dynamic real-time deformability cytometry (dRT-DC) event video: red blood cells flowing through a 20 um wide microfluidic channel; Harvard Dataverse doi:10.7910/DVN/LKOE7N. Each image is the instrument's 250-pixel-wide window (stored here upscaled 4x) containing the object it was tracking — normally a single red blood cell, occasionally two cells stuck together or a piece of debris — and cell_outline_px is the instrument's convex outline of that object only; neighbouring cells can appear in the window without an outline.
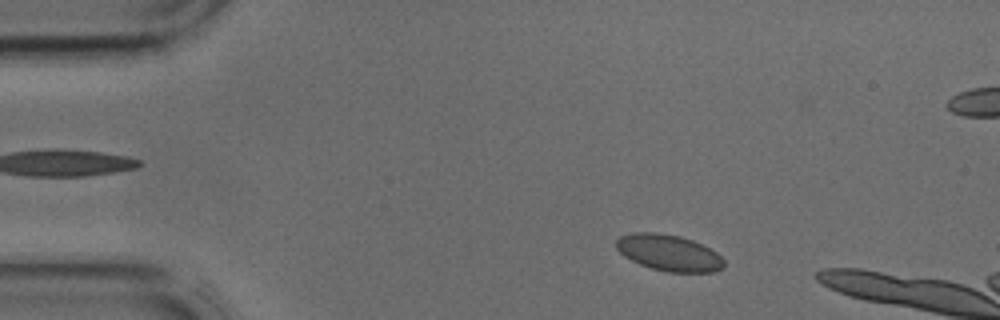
{"species": "common noctule bat (a hibernating species)", "species_latin": "Nyctalus noctula", "temperature_condition": "cold", "stored_images_in_passage": 6, "camera_frame_rate_fps": 3000, "um_per_image_px": 0.085, "animal": {"sex": "male", "body_mass_g": 17.9, "forearm_length_mm": 54.2}, "frame": {"image": 1, "passage_image": 2, "time_ms": 0.333, "image_size_px": [1000, 320], "cell_outline_px": [[724, 264], [720, 268], [712, 272], [668, 272], [652, 268], [640, 264], [624, 256], [616, 248], [616, 240], [620, 236], [632, 232], [656, 232], [680, 236], [692, 240], [716, 252], [724, 260]], "centroid_in_image_um": [56.82, 21.47], "position_along_channel_um": 28.2, "area_um2": 22.6}}